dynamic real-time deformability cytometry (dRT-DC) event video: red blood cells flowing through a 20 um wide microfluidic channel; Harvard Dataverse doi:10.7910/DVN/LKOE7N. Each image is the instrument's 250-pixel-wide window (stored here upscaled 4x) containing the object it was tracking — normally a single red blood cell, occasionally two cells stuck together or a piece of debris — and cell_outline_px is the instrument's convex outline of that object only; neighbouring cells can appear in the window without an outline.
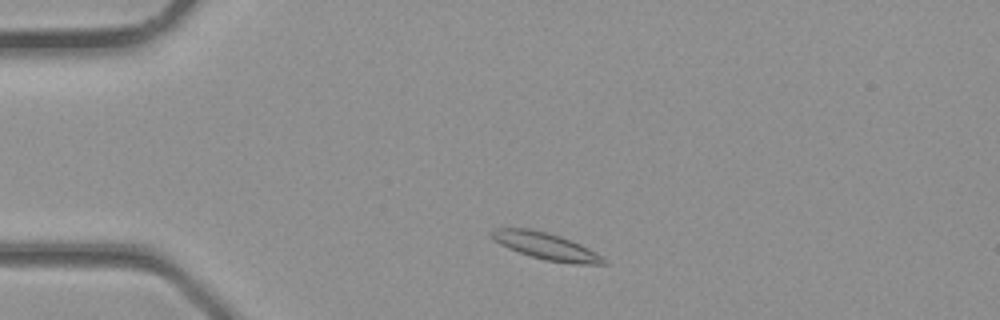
{"species": "common noctule bat (a hibernating species)", "species_latin": "Nyctalus noctula", "temperature_condition": "room temperature", "stored_images_in_passage": 2, "camera_frame_rate_fps": 3000, "um_per_image_px": 0.085, "animal": {"sex": "male", "body_mass_g": 23.1, "forearm_length_mm": 52.7}, "frame": {"image": 1, "passage_image": 1, "time_ms": 0.0, "image_size_px": [1000, 320], "cell_outline_px": [[608, 264], [572, 264], [544, 260], [508, 248], [492, 240], [488, 232], [492, 228], [528, 228], [548, 232], [572, 240], [596, 252]], "centroid_in_image_um": [46.35, 20.9], "position_along_channel_um": 38.7, "area_um2": 17.63}}